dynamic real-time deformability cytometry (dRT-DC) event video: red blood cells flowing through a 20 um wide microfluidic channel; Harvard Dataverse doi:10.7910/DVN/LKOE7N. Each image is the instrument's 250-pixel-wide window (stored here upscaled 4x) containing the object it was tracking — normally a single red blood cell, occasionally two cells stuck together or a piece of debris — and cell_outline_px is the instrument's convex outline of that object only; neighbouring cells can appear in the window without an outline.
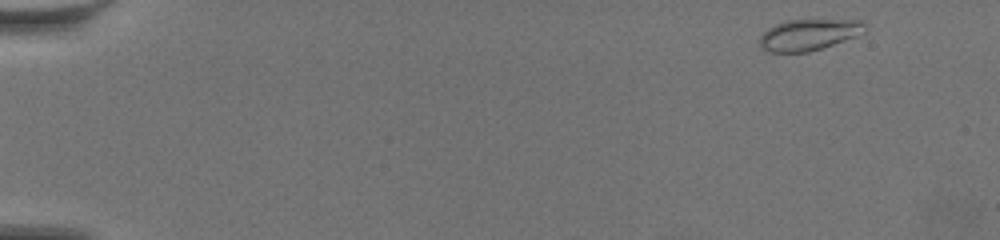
{"species": "common noctule bat (a hibernating species)", "species_latin": "Nyctalus noctula", "temperature_condition": "warm", "stored_images_in_passage": 19, "camera_frame_rate_fps": 3000, "um_per_image_px": 0.085, "animal": {"sex": "female", "body_mass_g": 19.5, "forearm_length_mm": 54.1}, "frame": {"image": 1, "passage_image": 1, "time_ms": 0.0, "image_size_px": [1000, 240], "cell_outline_px": [[864, 32], [856, 36], [808, 52], [768, 52], [760, 48], [760, 36], [768, 28], [776, 24], [788, 20], [864, 20]], "centroid_in_image_um": [68.71, 2.95], "position_along_channel_um": 16.3, "area_um2": 18.9}}
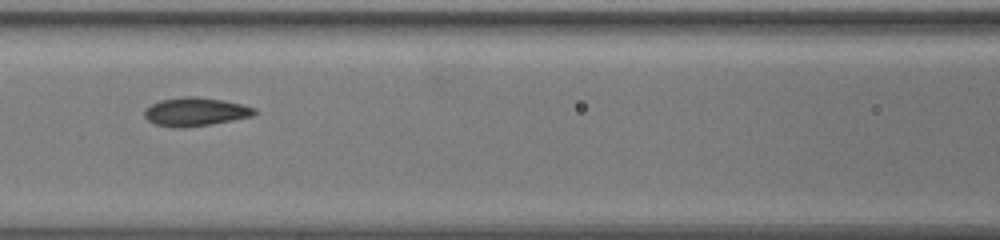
{"frame": {"image": 2, "passage_image": 13, "time_ms": 4.0, "image_size_px": [1000, 240], "cell_outline_px": [[256, 112], [252, 116], [232, 120], [184, 128], [172, 128], [156, 124], [148, 120], [144, 116], [144, 112], [152, 104], [160, 100], [188, 96], [196, 96], [220, 100], [240, 104], [256, 108]], "centroid_in_image_um": [16.59, 9.51], "position_along_channel_um": 150.0, "area_um2": 17.98}}
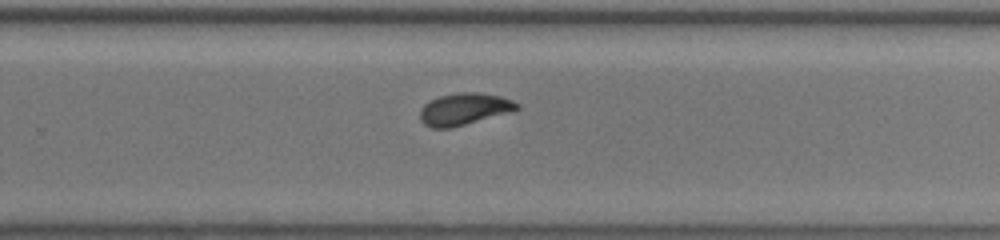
{"frame": {"image": 3, "passage_image": 19, "time_ms": 6.0, "image_size_px": [1000, 240], "cell_outline_px": [[520, 108], [512, 112], [452, 128], [432, 128], [424, 124], [420, 120], [420, 108], [424, 104], [440, 96], [460, 92], [480, 92], [500, 96], [512, 100], [520, 104]], "centroid_in_image_um": [39.48, 9.28], "position_along_channel_um": 290.3, "area_um2": 18.21}}